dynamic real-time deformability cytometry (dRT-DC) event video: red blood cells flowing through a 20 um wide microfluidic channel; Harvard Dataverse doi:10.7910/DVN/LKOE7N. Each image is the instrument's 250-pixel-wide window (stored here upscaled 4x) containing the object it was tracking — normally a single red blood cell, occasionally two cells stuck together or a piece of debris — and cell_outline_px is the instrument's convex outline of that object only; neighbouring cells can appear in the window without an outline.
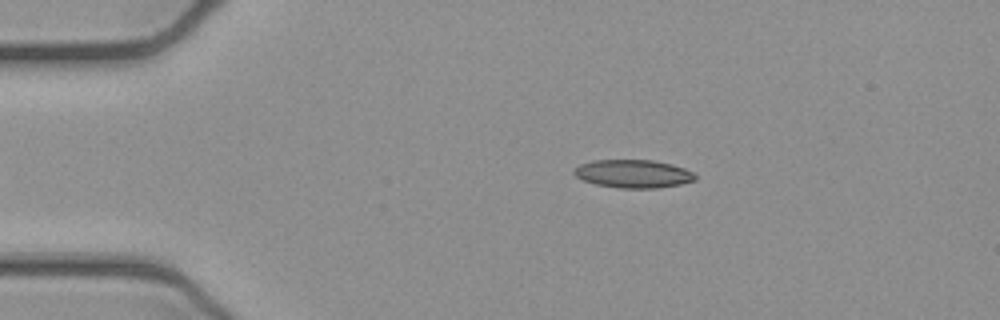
{"species": "common noctule bat (a hibernating species)", "species_latin": "Nyctalus noctula", "temperature_condition": "cold", "stored_images_in_passage": 42, "camera_frame_rate_fps": 3000, "um_per_image_px": 0.085, "animal": {"sex": "female", "body_mass_g": 21.9}, "frame": {"image": 1, "passage_image": 7, "time_ms": 2.0, "image_size_px": [1000, 320], "cell_outline_px": [[696, 180], [680, 184], [656, 188], [620, 188], [596, 184], [584, 180], [576, 176], [572, 172], [572, 168], [580, 164], [592, 160], [652, 160], [672, 164], [684, 168], [692, 172], [696, 176]], "centroid_in_image_um": [53.8, 14.76], "position_along_channel_um": 31.2, "area_um2": 19.88}}
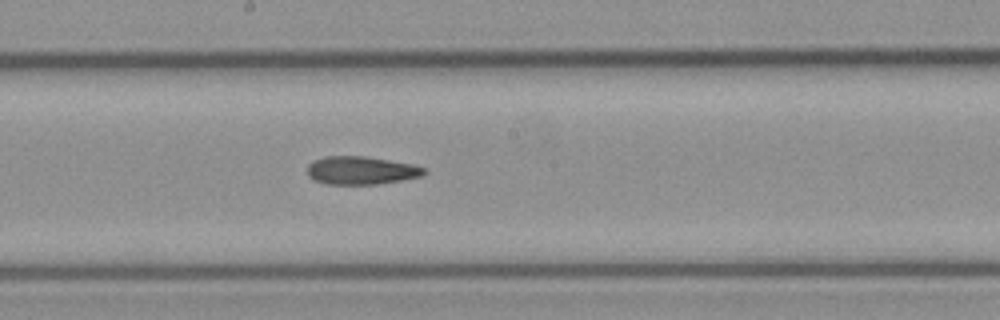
{"frame": {"image": 2, "passage_image": 25, "time_ms": 8.0, "image_size_px": [1000, 320], "cell_outline_px": [[428, 172], [420, 176], [400, 180], [376, 184], [328, 184], [312, 180], [308, 176], [308, 164], [324, 156], [364, 156], [412, 164], [424, 168]], "centroid_in_image_um": [30.66, 14.48], "position_along_channel_um": 217.5, "area_um2": 18.96}}
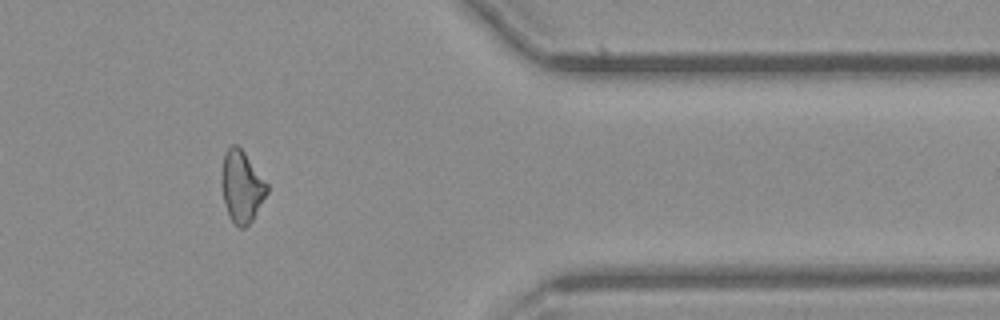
{"frame": {"image": 3, "passage_image": 40, "time_ms": 13.0, "image_size_px": [1000, 320], "cell_outline_px": [[268, 192], [252, 220], [244, 228], [240, 228], [228, 216], [224, 204], [220, 184], [224, 152], [232, 144], [236, 144], [244, 152], [268, 184]], "centroid_in_image_um": [20.52, 15.86], "position_along_channel_um": 390.9, "area_um2": 19.02}, "authors_computed_cell_mechanics": {"area_um2": 19.5653, "velocity_mm_per_s": 3.9147, "shape_relaxation_time_tau1_ms": null, "shape_relaxation_time_tau2_ms": 6.6972, "deformation_change_tau1": null, "deformation_change_tau2": 0.1835}}